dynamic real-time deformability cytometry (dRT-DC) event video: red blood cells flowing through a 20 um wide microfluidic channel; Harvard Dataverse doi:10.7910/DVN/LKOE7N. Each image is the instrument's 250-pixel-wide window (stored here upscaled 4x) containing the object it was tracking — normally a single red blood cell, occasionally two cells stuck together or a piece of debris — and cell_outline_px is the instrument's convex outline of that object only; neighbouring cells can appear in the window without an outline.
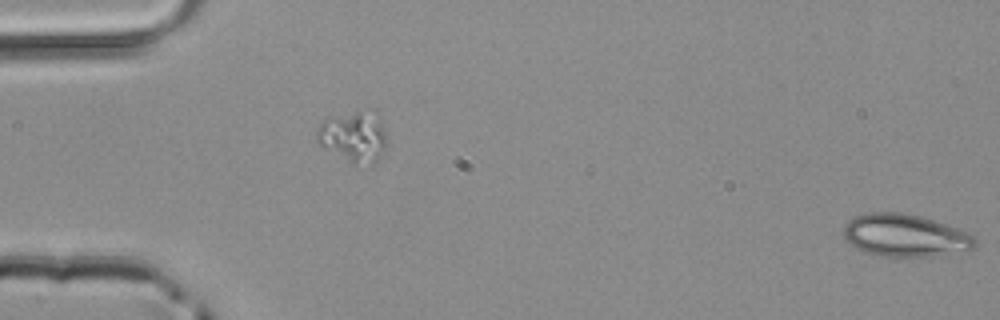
{"species": "common noctule bat (a hibernating species)", "species_latin": "Nyctalus noctula", "temperature_condition": "room temperature", "stored_images_in_passage": 15, "segment_of_instrument_passage": [2, 2], "camera_frame_rate_fps": 3000, "um_per_image_px": 0.085, "animal": {"sex": "male", "body_mass_g": 20.4}, "frame": {"image": 1, "passage_image": 15, "time_ms": 4.667, "image_size_px": [1000, 320], "cell_outline_px": [[976, 244], [972, 248], [932, 256], [884, 256], [864, 252], [844, 240], [844, 224], [848, 220], [856, 216], [868, 212], [904, 212], [920, 216], [968, 232], [976, 240]], "centroid_in_image_um": [76.87, 19.99], "position_along_channel_um": 8.1, "area_um2": 32.19}}